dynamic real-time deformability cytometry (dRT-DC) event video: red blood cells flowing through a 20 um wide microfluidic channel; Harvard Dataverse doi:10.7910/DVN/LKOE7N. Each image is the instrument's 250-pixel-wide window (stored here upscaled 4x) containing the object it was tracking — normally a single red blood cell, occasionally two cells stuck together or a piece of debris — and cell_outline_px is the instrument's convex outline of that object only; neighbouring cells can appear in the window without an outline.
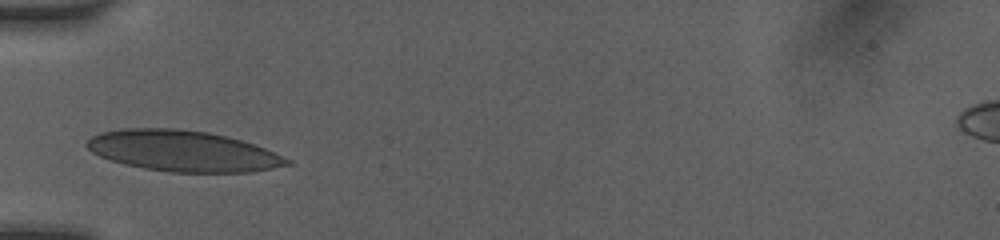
{"species": "human", "species_latin": "Homo sapiens", "temperature_condition": "room temperature", "stored_images_in_passage": 44, "camera_frame_rate_fps": 3000, "um_per_image_px": 0.085, "donor": {"sex": "female"}, "frame": {"image": 1, "passage_image": 1, "time_ms": 0.0, "image_size_px": [1000, 240], "cell_outline_px": [[292, 164], [252, 172], [172, 172], [144, 168], [124, 164], [100, 156], [92, 152], [84, 144], [92, 136], [100, 132], [120, 128], [176, 128], [208, 132], [256, 144], [292, 160]], "centroid_in_image_um": [15.54, 12.83], "position_along_channel_um": 69.5, "area_um2": 47.69}}
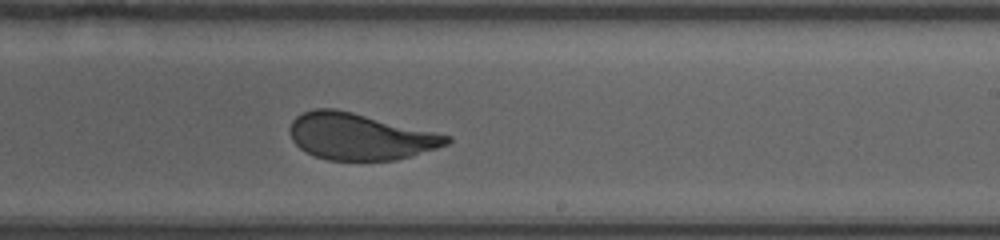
{"frame": {"image": 2, "passage_image": 24, "time_ms": 4.667, "image_size_px": [1000, 240], "cell_outline_px": [[452, 140], [448, 144], [412, 156], [396, 160], [328, 160], [316, 156], [300, 148], [292, 140], [288, 128], [292, 120], [296, 116], [304, 112], [316, 108], [336, 108], [452, 136]], "centroid_in_image_um": [30.58, 11.6], "position_along_channel_um": 258.4, "area_um2": 42.48}}
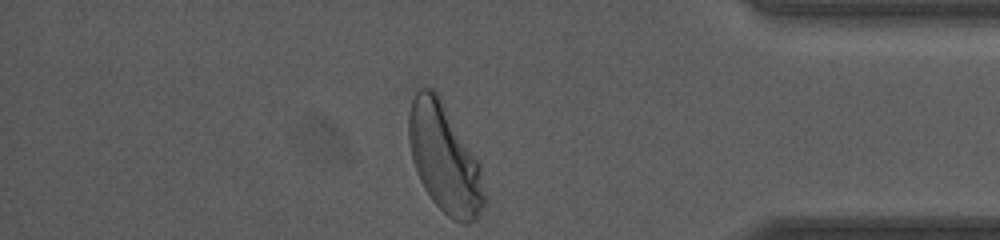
{"frame": {"image": 3, "passage_image": 44, "time_ms": 8.667, "image_size_px": [1000, 240], "cell_outline_px": [[484, 204], [480, 216], [476, 220], [468, 224], [464, 224], [452, 220], [432, 200], [424, 188], [416, 172], [412, 160], [408, 140], [408, 116], [412, 100], [416, 88], [432, 88], [436, 92], [480, 160], [484, 196]], "centroid_in_image_um": [37.78, 13.48], "position_along_channel_um": 397.4, "area_um2": 48.21}, "authors_computed_cell_mechanics": {"area_um2": 43.061, "velocity_mm_per_s": 4.0722, "shape_relaxation_time_tau1_ms": 3.785, "shape_relaxation_time_tau2_ms": null, "deformation_change_tau1": 0.159, "deformation_change_tau2": null}}